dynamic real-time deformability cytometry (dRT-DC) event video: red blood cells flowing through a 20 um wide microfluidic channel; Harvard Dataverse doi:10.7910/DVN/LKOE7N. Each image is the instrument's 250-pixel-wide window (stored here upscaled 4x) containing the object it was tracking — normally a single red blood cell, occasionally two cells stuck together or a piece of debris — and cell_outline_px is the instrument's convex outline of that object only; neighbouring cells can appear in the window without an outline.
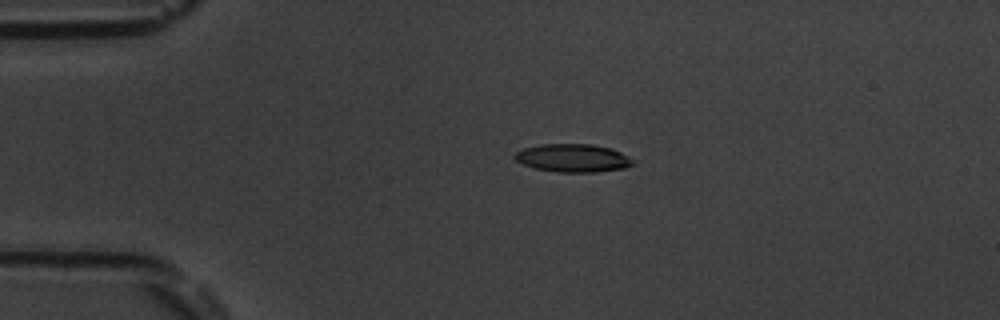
{"species": "common noctule bat (a hibernating species)", "species_latin": "Nyctalus noctula", "temperature_condition": "room temperature", "stored_images_in_passage": 43, "camera_frame_rate_fps": 3000, "um_per_image_px": 0.085, "animal": {"sex": "male", "body_mass_g": 19.5, "forearm_length_mm": 54.6}, "frame": {"image": 1, "passage_image": 1, "time_ms": 0.0, "image_size_px": [1000, 320], "cell_outline_px": [[636, 164], [624, 168], [596, 172], [556, 172], [536, 168], [524, 164], [516, 160], [512, 156], [516, 152], [524, 148], [540, 144], [592, 144], [608, 148], [620, 152], [636, 160]], "centroid_in_image_um": [48.72, 13.43], "position_along_channel_um": 36.3, "area_um2": 19.36}}
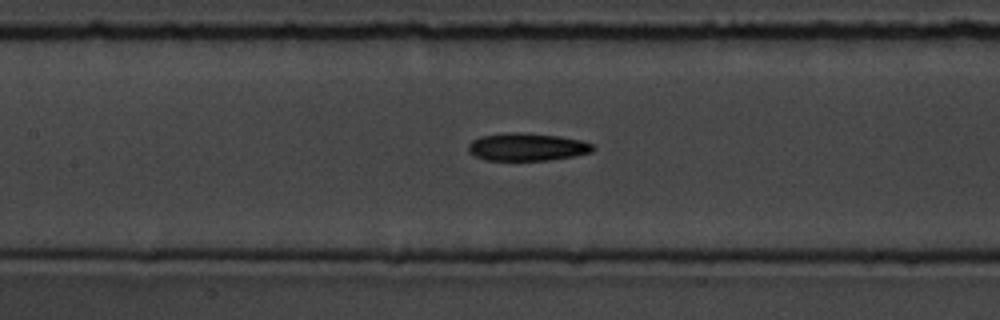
{"frame": {"image": 2, "passage_image": 14, "time_ms": 4.333, "image_size_px": [1000, 320], "cell_outline_px": [[596, 148], [592, 152], [572, 156], [548, 160], [484, 160], [468, 152], [468, 144], [472, 140], [480, 136], [516, 132], [520, 132], [560, 136], [580, 140], [592, 144]], "centroid_in_image_um": [44.79, 12.49], "position_along_channel_um": 162.6, "area_um2": 20.06}}
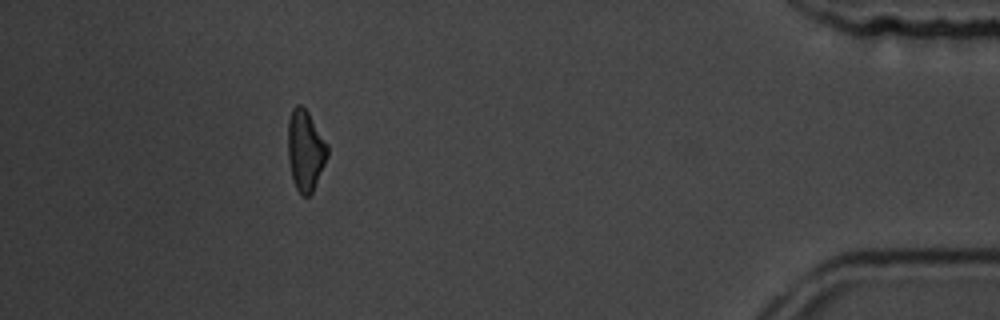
{"frame": {"image": 3, "passage_image": 38, "time_ms": 12.333, "image_size_px": [1000, 320], "cell_outline_px": [[328, 156], [312, 192], [308, 196], [300, 196], [292, 180], [288, 160], [288, 120], [292, 108], [296, 104], [300, 104], [308, 112], [328, 144]], "centroid_in_image_um": [25.94, 12.78], "position_along_channel_um": 409.3, "area_um2": 18.73}, "authors_computed_cell_mechanics": {"area_um2": 19.4208, "velocity_mm_per_s": 3.7813, "shape_relaxation_time_tau1_ms": 4.0299, "shape_relaxation_time_tau2_ms": 5.6784, "deformation_change_tau1": 0.1337, "deformation_change_tau2": 0.1613}}